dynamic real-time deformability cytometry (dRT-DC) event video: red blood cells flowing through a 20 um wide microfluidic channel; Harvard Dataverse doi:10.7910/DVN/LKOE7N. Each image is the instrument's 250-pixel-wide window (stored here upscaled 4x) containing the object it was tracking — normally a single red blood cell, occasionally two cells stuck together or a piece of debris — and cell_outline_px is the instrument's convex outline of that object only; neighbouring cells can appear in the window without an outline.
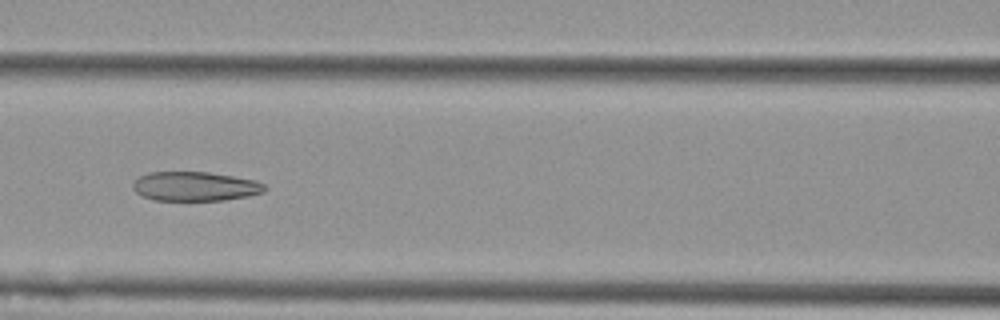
{"species": "Egyptian fruit bat (a non-hibernating species)", "species_latin": "Rousettus aegyptiacus", "temperature_condition": "cold", "stored_images_in_passage": 6, "camera_frame_rate_fps": 3000, "um_per_image_px": 0.085, "animal": {"sex": "female"}, "frame": {"image": 1, "passage_image": 6, "time_ms": 1.667, "image_size_px": [1000, 320], "cell_outline_px": [[268, 188], [264, 192], [248, 196], [224, 200], [152, 200], [136, 192], [132, 188], [132, 184], [140, 176], [148, 172], [208, 172], [256, 180], [264, 184]], "centroid_in_image_um": [16.6, 15.84], "position_along_channel_um": 150.0, "area_um2": 22.48}}